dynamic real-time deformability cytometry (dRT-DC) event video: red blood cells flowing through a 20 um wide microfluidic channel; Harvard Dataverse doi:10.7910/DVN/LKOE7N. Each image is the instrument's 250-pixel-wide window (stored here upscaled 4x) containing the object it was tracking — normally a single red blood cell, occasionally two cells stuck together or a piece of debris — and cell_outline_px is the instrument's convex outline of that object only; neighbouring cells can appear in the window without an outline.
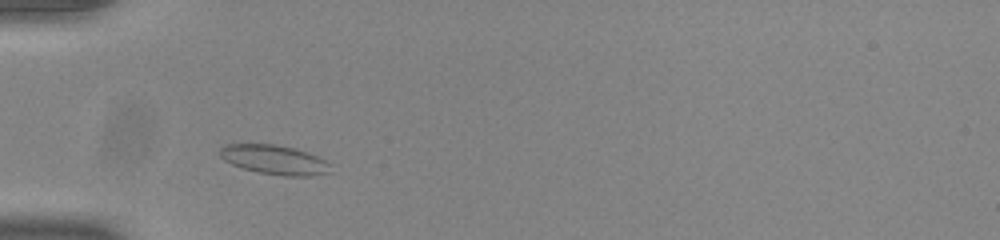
{"species": "common noctule bat (a hibernating species)", "species_latin": "Nyctalus noctula", "temperature_condition": "room temperature", "stored_images_in_passage": 41, "camera_frame_rate_fps": 3000, "um_per_image_px": 0.085, "animal": {"sex": "male", "body_mass_g": 20.0, "forearm_length_mm": 53.3}, "frame": {"image": 1, "passage_image": 5, "time_ms": 1.333, "image_size_px": [1000, 240], "cell_outline_px": [[332, 172], [312, 176], [284, 176], [260, 172], [244, 168], [232, 164], [224, 160], [220, 156], [220, 148], [228, 144], [276, 144], [308, 152], [332, 164]], "centroid_in_image_um": [23.38, 13.58], "position_along_channel_um": 61.6, "area_um2": 18.9}}
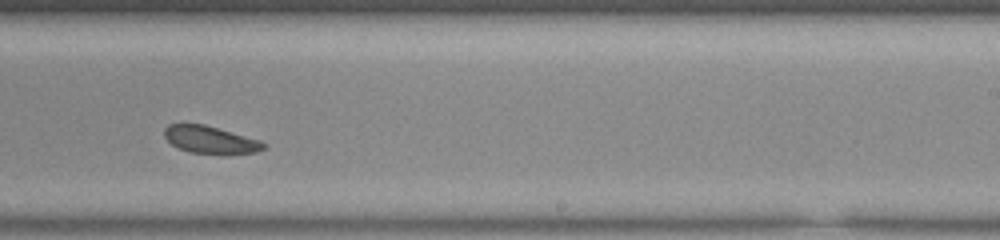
{"frame": {"image": 2, "passage_image": 22, "time_ms": 7.0, "image_size_px": [1000, 240], "cell_outline_px": [[268, 144], [264, 148], [256, 152], [228, 156], [224, 156], [188, 152], [172, 144], [164, 136], [164, 128], [168, 124], [204, 124], [260, 140]], "centroid_in_image_um": [17.92, 11.92], "position_along_channel_um": 271.1, "area_um2": 16.3}}
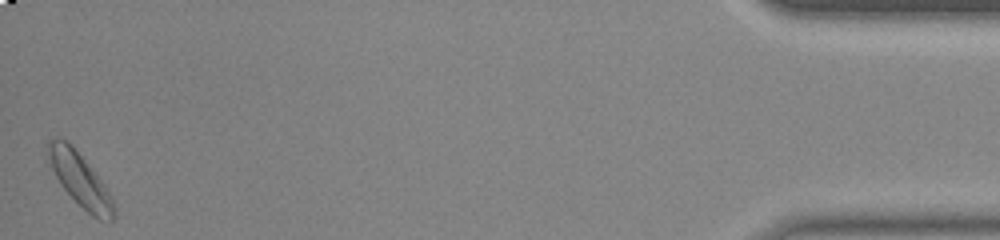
{"frame": {"image": 3, "passage_image": 41, "time_ms": 13.333, "image_size_px": [1000, 240], "cell_outline_px": [[116, 216], [108, 224], [92, 216], [60, 184], [48, 160], [48, 140], [56, 136], [60, 136], [72, 144], [104, 184], [112, 196], [116, 208]], "centroid_in_image_um": [6.84, 15.28], "position_along_channel_um": 428.4, "area_um2": 20.52}, "authors_computed_cell_mechanics": {"area_um2": 17.4556, "velocity_mm_per_s": 3.7958, "shape_relaxation_time_tau1_ms": 2.1843, "shape_relaxation_time_tau2_ms": null, "deformation_change_tau1": 0.0355, "deformation_change_tau2": null}}